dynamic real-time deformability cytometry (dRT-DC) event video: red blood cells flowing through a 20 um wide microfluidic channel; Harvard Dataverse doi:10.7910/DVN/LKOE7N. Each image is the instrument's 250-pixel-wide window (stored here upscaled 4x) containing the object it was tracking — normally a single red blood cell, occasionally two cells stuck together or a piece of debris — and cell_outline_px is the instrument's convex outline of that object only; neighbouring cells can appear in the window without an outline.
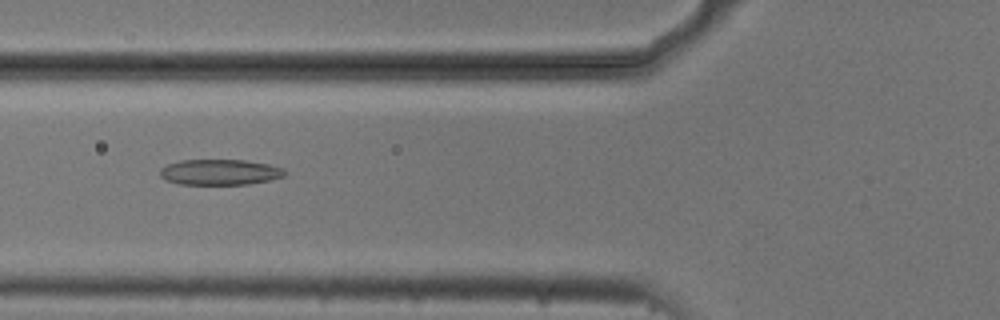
{"species": "common noctule bat (a hibernating species)", "species_latin": "Nyctalus noctula", "temperature_condition": "cold", "stored_images_in_passage": 54, "camera_frame_rate_fps": 3000, "um_per_image_px": 0.085, "animal": {"sex": "male", "body_mass_g": 20.5, "forearm_length_mm": 52.5}, "frame": {"image": 1, "passage_image": 20, "time_ms": 6.333, "image_size_px": [1000, 320], "cell_outline_px": [[288, 172], [284, 176], [268, 180], [248, 184], [180, 184], [164, 180], [160, 176], [160, 168], [168, 164], [180, 160], [244, 160], [268, 164], [284, 168]], "centroid_in_image_um": [18.68, 14.63], "position_along_channel_um": 107.1, "area_um2": 18.67}}
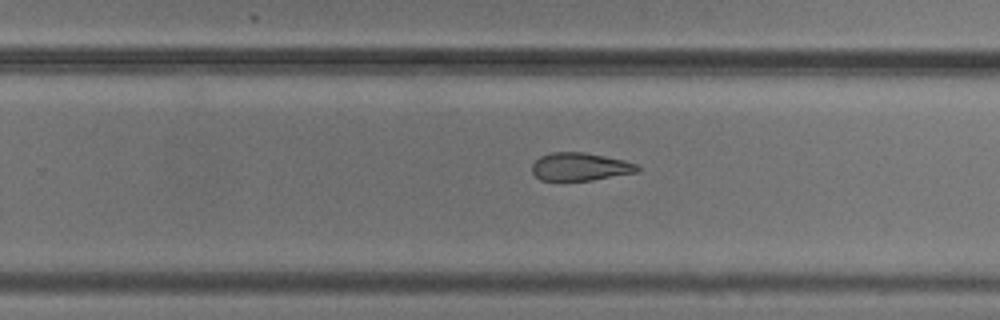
{"frame": {"image": 2, "passage_image": 34, "time_ms": 11.0, "image_size_px": [1000, 320], "cell_outline_px": [[640, 172], [592, 180], [540, 180], [532, 172], [532, 164], [540, 156], [552, 152], [584, 152], [624, 160], [636, 164], [640, 168]], "centroid_in_image_um": [49.32, 14.17], "position_along_channel_um": 280.5, "area_um2": 17.17}}
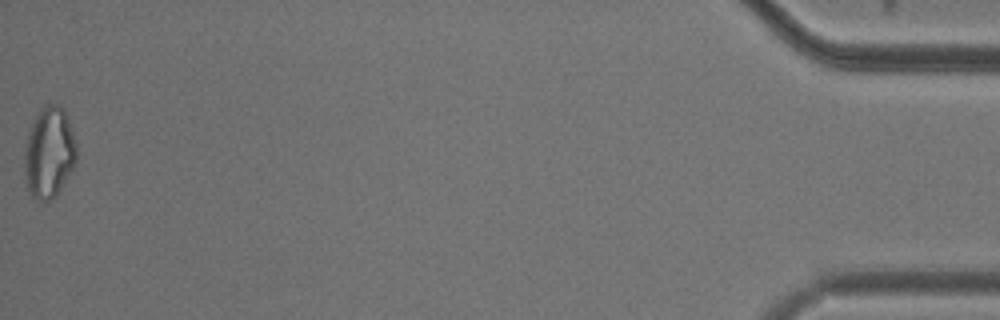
{"frame": {"image": 3, "passage_image": 54, "time_ms": 17.667, "image_size_px": [1000, 320], "cell_outline_px": [[76, 160], [72, 168], [56, 196], [48, 200], [40, 200], [32, 196], [28, 188], [24, 172], [24, 152], [28, 132], [40, 108], [44, 104], [60, 104], [64, 108], [76, 144]], "centroid_in_image_um": [4.16, 12.94], "position_along_channel_um": 431.0, "area_um2": 27.4}, "authors_computed_cell_mechanics": {"area_um2": 20.519, "velocity_mm_per_s": 3.7078, "shape_relaxation_time_tau1_ms": 6.2331, "shape_relaxation_time_tau2_ms": 3.4968, "deformation_change_tau1": 0.1475, "deformation_change_tau2": 0.1225}}